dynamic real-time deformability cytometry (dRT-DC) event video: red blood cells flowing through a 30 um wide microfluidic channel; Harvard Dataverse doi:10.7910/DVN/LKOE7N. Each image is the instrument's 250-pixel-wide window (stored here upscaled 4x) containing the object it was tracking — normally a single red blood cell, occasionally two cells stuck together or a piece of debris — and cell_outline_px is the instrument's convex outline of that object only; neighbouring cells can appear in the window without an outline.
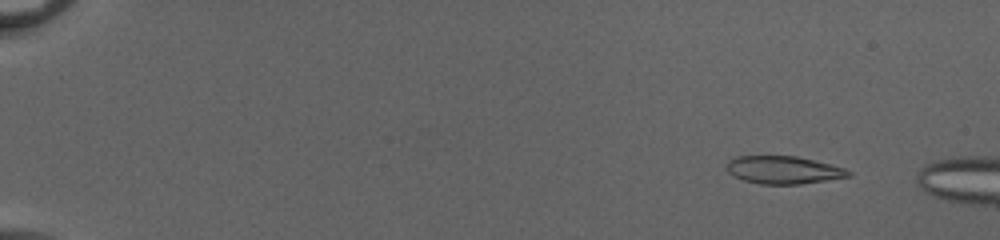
{"species": "common noctule bat (a hibernating species)", "species_latin": "Nyctalus noctula", "temperature_condition": "cold", "stored_images_in_passage": 10, "camera_frame_rate_fps": 3000, "um_per_image_px": 0.085, "animal": {"sex": "female", "body_mass_g": 20.0, "forearm_length_mm": 54.0}, "frame": {"image": 1, "passage_image": 6, "time_ms": 1.667, "image_size_px": [1000, 240], "cell_outline_px": [[852, 176], [800, 184], [760, 184], [744, 180], [732, 176], [724, 168], [724, 164], [728, 160], [736, 156], [796, 156], [844, 168], [852, 172]], "centroid_in_image_um": [66.52, 14.44], "position_along_channel_um": 18.5, "area_um2": 19.77}}